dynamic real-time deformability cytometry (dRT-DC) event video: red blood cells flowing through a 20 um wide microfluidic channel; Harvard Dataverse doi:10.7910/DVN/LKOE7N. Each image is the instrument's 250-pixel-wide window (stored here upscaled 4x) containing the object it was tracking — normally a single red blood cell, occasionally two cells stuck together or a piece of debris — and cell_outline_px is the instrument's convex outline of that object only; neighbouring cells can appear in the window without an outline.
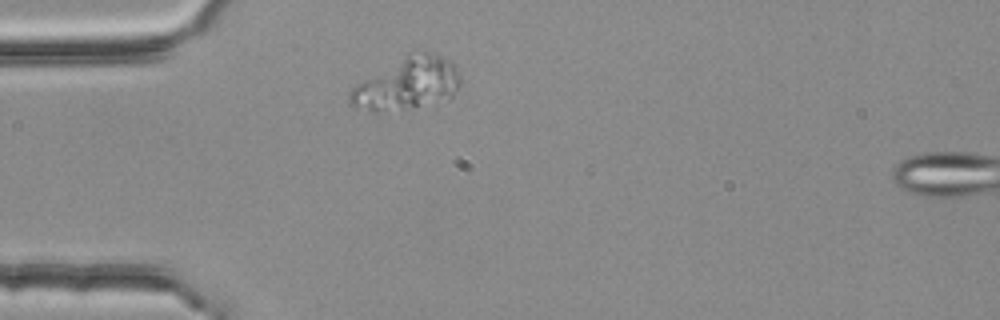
{"species": "common noctule bat (a hibernating species)", "species_latin": "Nyctalus noctula", "temperature_condition": "room temperature", "stored_images_in_passage": 3, "segment_of_instrument_passage": [1, 2], "camera_frame_rate_fps": 3000, "um_per_image_px": 0.085, "animal": {"sex": "female", "body_mass_g": 25.1}, "frame": {"image": 1, "passage_image": 2, "time_ms": 0.333, "image_size_px": [1000, 320], "cell_outline_px": [[460, 84], [452, 96], [448, 100], [436, 104], [416, 108], [380, 112], [372, 112], [348, 104], [348, 92], [352, 88], [364, 80], [408, 52], [436, 52], [452, 60], [456, 64], [460, 76]], "centroid_in_image_um": [34.67, 7.12], "position_along_channel_um": 50.3, "area_um2": 34.33}}